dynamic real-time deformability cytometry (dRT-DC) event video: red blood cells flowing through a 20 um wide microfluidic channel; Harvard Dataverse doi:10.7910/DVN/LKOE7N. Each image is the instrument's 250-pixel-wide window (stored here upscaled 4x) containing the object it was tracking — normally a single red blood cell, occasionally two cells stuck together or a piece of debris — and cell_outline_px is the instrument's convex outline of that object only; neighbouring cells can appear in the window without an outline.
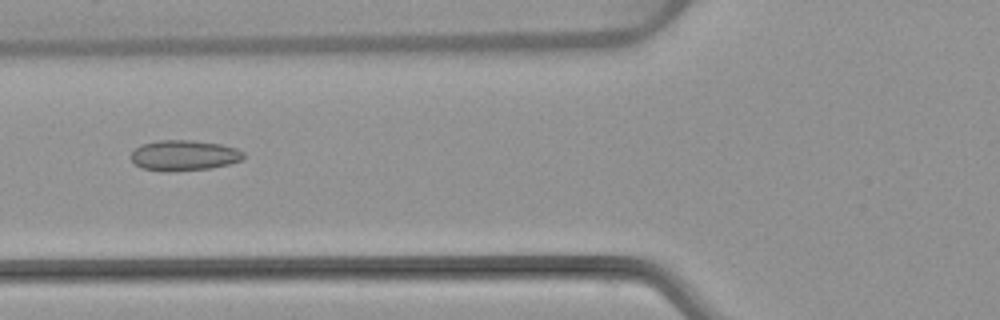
{"species": "common noctule bat (a hibernating species)", "species_latin": "Nyctalus noctula", "temperature_condition": "warm", "stored_images_in_passage": 6, "camera_frame_rate_fps": 3000, "um_per_image_px": 0.085, "animal": {"sex": "female", "body_mass_g": 22.7, "forearm_length_mm": 54.2}, "frame": {"image": 1, "passage_image": 6, "time_ms": 6.0, "image_size_px": [1000, 320], "cell_outline_px": [[244, 160], [212, 168], [168, 172], [160, 172], [140, 168], [132, 160], [132, 152], [140, 144], [160, 140], [192, 140], [220, 144], [236, 148], [244, 152]], "centroid_in_image_um": [15.64, 13.22], "position_along_channel_um": 110.2, "area_um2": 20.23}}